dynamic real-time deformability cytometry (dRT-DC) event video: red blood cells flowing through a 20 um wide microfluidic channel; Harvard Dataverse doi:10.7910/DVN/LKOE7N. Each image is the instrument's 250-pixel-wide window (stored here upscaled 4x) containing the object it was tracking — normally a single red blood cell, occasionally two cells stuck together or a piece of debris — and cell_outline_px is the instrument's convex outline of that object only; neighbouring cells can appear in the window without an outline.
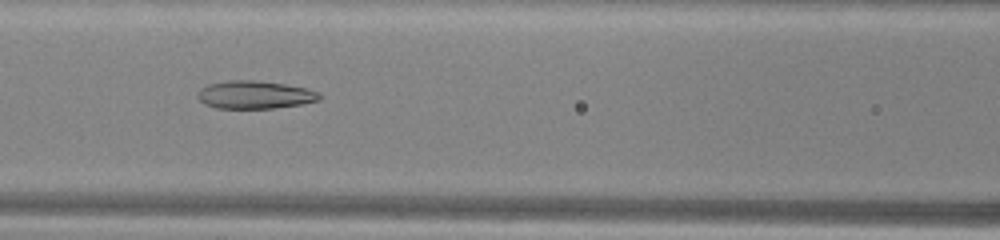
{"species": "common noctule bat (a hibernating species)", "species_latin": "Nyctalus noctula", "temperature_condition": "warm", "stored_images_in_passage": 47, "camera_frame_rate_fps": 3000, "um_per_image_px": 0.085, "animal": {"sex": "male", "body_mass_g": 13.0, "forearm_length_mm": 53.1}, "frame": {"image": 1, "passage_image": 18, "time_ms": 5.667, "image_size_px": [1000, 240], "cell_outline_px": [[324, 96], [320, 100], [304, 104], [272, 108], [216, 108], [204, 104], [196, 96], [196, 92], [200, 88], [208, 84], [228, 80], [256, 80], [284, 84], [308, 88]], "centroid_in_image_um": [21.65, 8.05], "position_along_channel_um": 144.9, "area_um2": 20.06}}
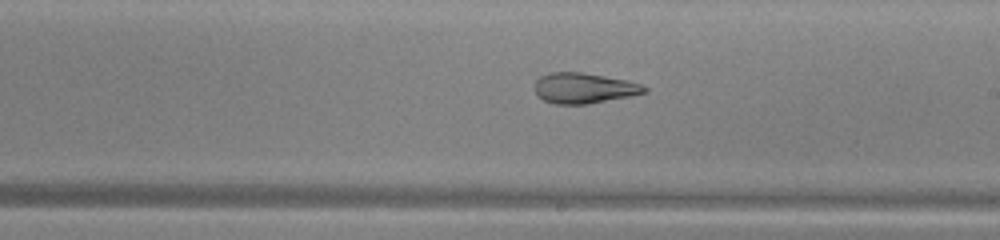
{"frame": {"image": 2, "passage_image": 25, "time_ms": 8.0, "image_size_px": [1000, 240], "cell_outline_px": [[648, 92], [588, 104], [556, 104], [544, 100], [536, 96], [536, 80], [540, 76], [548, 72], [580, 72], [628, 80], [640, 84], [648, 88]], "centroid_in_image_um": [49.62, 7.48], "position_along_channel_um": 239.4, "area_um2": 19.42}}
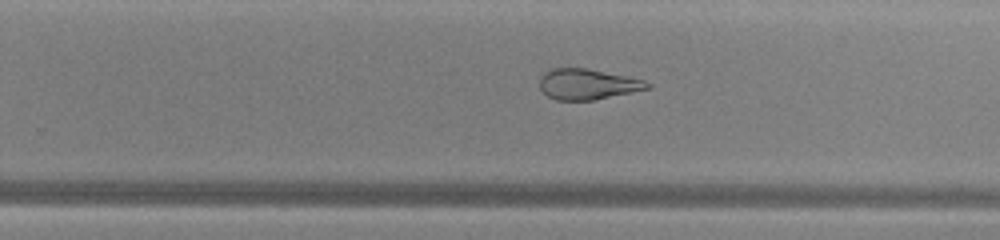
{"frame": {"image": 3, "passage_image": 28, "time_ms": 9.0, "image_size_px": [1000, 240], "cell_outline_px": [[652, 88], [592, 100], [556, 100], [548, 96], [540, 88], [540, 76], [544, 72], [552, 68], [588, 68], [628, 76], [644, 80], [652, 84]], "centroid_in_image_um": [49.96, 7.14], "position_along_channel_um": 279.8, "area_um2": 19.31}, "authors_computed_cell_mechanics": {"area_um2": 24.7962, "velocity_mm_per_s": 4.063, "shape_relaxation_time_tau1_ms": null, "shape_relaxation_time_tau2_ms": 3.3994, "deformation_change_tau1": null, "deformation_change_tau2": 0.114}}